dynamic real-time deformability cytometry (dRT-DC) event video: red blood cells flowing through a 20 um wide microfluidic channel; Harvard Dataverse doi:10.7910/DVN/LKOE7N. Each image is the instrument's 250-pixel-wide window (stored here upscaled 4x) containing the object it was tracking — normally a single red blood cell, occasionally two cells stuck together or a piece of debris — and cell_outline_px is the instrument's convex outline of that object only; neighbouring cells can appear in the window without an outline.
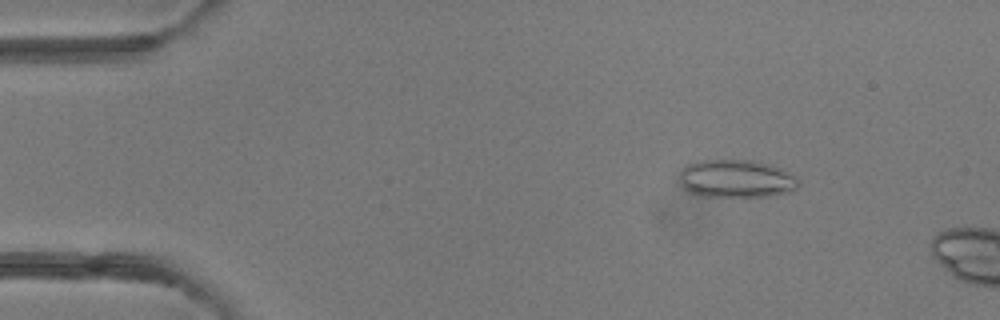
{"species": "common noctule bat (a hibernating species)", "species_latin": "Nyctalus noctula", "temperature_condition": "room temperature", "stored_images_in_passage": 4, "camera_frame_rate_fps": 3000, "um_per_image_px": 0.085, "animal": {"sex": "female"}, "frame": {"image": 1, "passage_image": 3, "time_ms": 2.0, "image_size_px": [1000, 320], "cell_outline_px": [[800, 184], [792, 192], [768, 196], [704, 196], [692, 192], [684, 188], [680, 184], [680, 172], [688, 164], [700, 160], [752, 160], [772, 164], [796, 176], [800, 180]], "centroid_in_image_um": [62.64, 15.18], "position_along_channel_um": 22.4, "area_um2": 26.41}}